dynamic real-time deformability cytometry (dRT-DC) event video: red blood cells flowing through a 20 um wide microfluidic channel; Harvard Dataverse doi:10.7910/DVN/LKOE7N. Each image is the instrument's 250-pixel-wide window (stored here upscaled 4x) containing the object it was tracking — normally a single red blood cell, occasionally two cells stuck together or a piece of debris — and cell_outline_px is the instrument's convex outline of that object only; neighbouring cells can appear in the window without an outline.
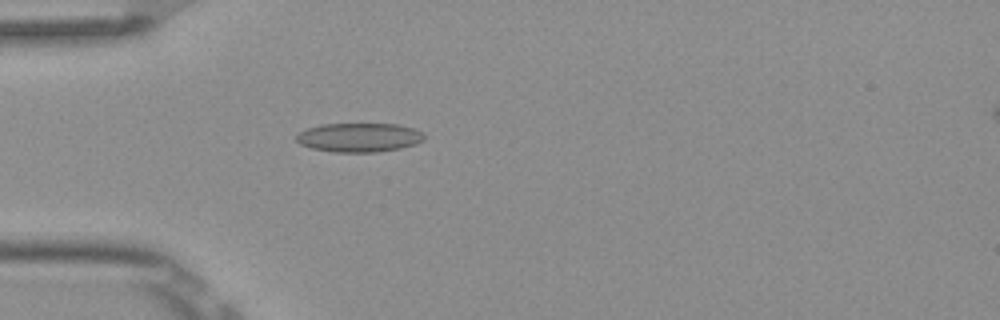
{"species": "Egyptian fruit bat (a non-hibernating species)", "species_latin": "Rousettus aegyptiacus", "temperature_condition": "room temperature", "stored_images_in_passage": 1, "camera_frame_rate_fps": 3000, "um_per_image_px": 0.085, "frame": {"image": 1, "passage_image": 1, "time_ms": 0.0, "image_size_px": [1000, 320], "cell_outline_px": [[424, 140], [416, 144], [400, 148], [376, 152], [332, 152], [312, 148], [300, 144], [296, 140], [296, 136], [300, 132], [308, 128], [320, 124], [396, 124], [412, 128], [424, 132]], "centroid_in_image_um": [30.53, 11.68], "position_along_channel_um": 54.5, "area_um2": 21.62}}